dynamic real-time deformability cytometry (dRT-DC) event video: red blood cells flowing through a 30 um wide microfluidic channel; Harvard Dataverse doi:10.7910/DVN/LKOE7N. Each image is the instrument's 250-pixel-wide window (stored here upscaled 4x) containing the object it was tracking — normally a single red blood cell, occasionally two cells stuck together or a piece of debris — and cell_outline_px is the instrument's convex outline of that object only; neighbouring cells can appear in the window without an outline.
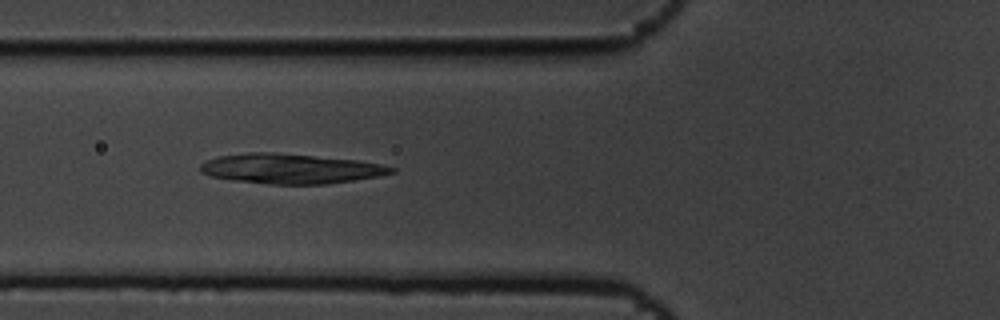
{"species": "common noctule bat (a hibernating species)", "species_latin": "Nyctalus noctula", "temperature_condition": "cold", "stored_images_in_passage": 15, "segment_of_instrument_passage": [1, 2], "camera_frame_rate_fps": 3000, "um_per_image_px": 0.085, "animal": {"sex": "male", "body_mass_g": 19.5, "forearm_length_mm": 54.6}, "frame": {"image": 1, "passage_image": 5, "time_ms": 1.333, "image_size_px": [1000, 320], "cell_outline_px": [[396, 172], [380, 176], [356, 180], [328, 184], [268, 184], [232, 180], [212, 176], [200, 172], [200, 164], [208, 160], [220, 156], [248, 152], [276, 152], [356, 160], [380, 164], [396, 168]], "centroid_in_image_um": [24.72, 14.34], "position_along_channel_um": 101.1, "area_um2": 33.29}}
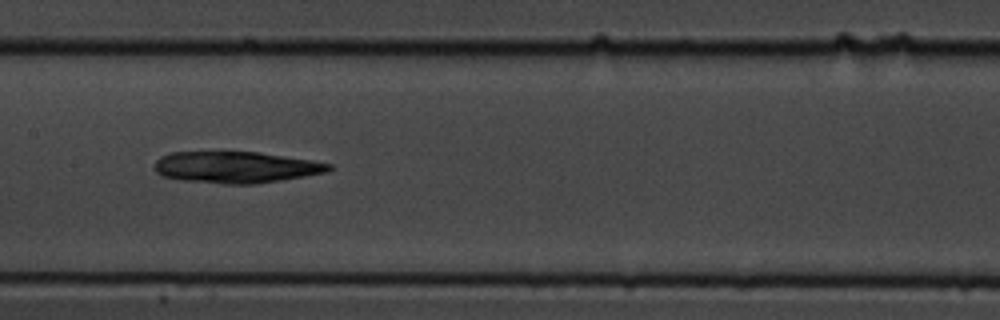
{"frame": {"image": 2, "passage_image": 7, "time_ms": 2.0, "image_size_px": [1000, 320], "cell_outline_px": [[332, 168], [328, 172], [256, 184], [224, 184], [180, 180], [160, 176], [156, 172], [156, 160], [160, 156], [172, 152], [260, 152], [312, 160], [332, 164]], "centroid_in_image_um": [20.05, 14.22], "position_along_channel_um": 187.4, "area_um2": 32.08}}
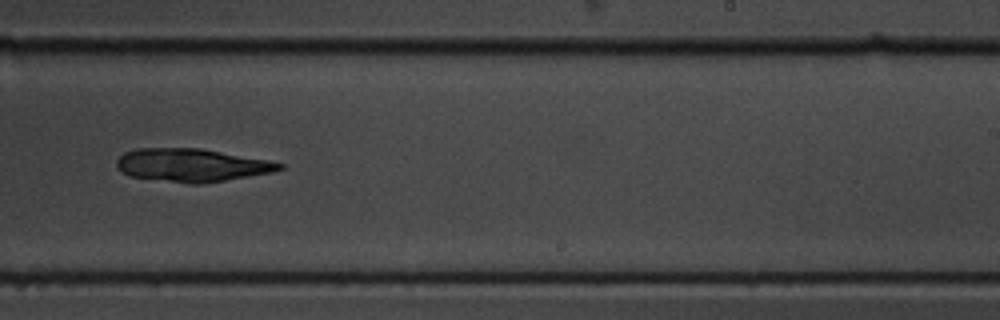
{"frame": {"image": 3, "passage_image": 9, "time_ms": 2.667, "image_size_px": [1000, 320], "cell_outline_px": [[284, 168], [272, 172], [200, 184], [188, 184], [128, 176], [120, 172], [116, 168], [116, 160], [124, 152], [136, 148], [200, 148], [272, 160], [284, 164]], "centroid_in_image_um": [16.27, 14.03], "position_along_channel_um": 272.7, "area_um2": 31.67}}